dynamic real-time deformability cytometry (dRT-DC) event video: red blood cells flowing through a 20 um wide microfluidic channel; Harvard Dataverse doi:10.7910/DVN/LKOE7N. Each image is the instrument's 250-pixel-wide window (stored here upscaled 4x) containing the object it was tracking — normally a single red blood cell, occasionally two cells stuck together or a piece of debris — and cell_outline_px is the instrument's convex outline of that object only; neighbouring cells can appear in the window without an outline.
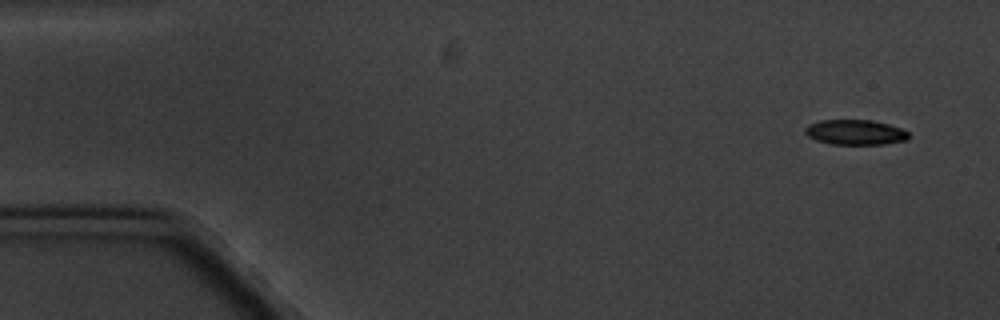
{"species": "common noctule bat (a hibernating species)", "species_latin": "Nyctalus noctula", "temperature_condition": "cold", "stored_images_in_passage": 5, "camera_frame_rate_fps": 3000, "um_per_image_px": 0.085, "animal": {"sex": "male", "body_mass_g": 20.1, "forearm_length_mm": 53.5}, "frame": {"image": 1, "passage_image": 1, "time_ms": 0.0, "image_size_px": [1000, 320], "cell_outline_px": [[908, 140], [884, 144], [832, 144], [816, 140], [808, 136], [804, 132], [804, 128], [808, 124], [820, 120], [872, 120], [888, 124], [900, 128], [908, 132]], "centroid_in_image_um": [72.67, 11.24], "position_along_channel_um": 12.3, "area_um2": 15.14}}
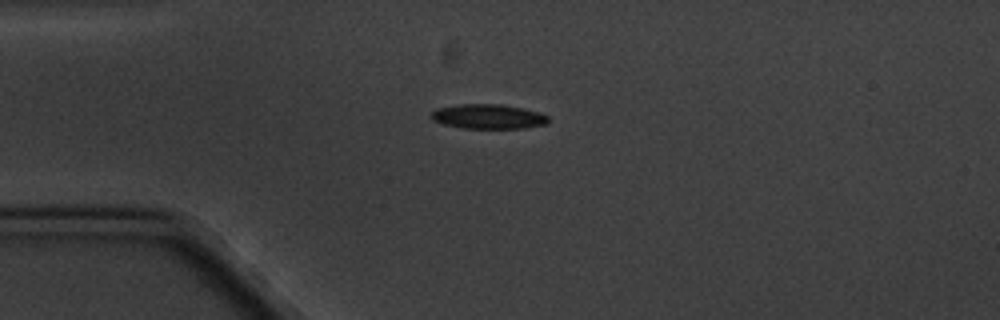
{"frame": {"image": 2, "passage_image": 4, "time_ms": 3.667, "image_size_px": [1000, 320], "cell_outline_px": [[548, 120], [544, 124], [524, 128], [464, 128], [444, 124], [432, 120], [432, 112], [436, 108], [456, 104], [500, 104], [524, 108], [540, 112], [548, 116]], "centroid_in_image_um": [41.49, 9.89], "position_along_channel_um": 43.5, "area_um2": 16.76}}